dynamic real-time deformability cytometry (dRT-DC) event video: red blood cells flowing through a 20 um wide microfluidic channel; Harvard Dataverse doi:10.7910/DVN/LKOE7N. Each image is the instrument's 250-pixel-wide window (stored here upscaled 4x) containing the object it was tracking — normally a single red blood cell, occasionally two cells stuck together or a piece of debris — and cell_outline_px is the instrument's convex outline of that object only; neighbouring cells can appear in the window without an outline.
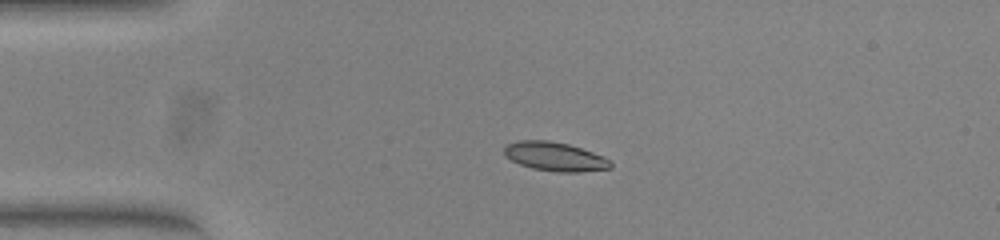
{"species": "common noctule bat (a hibernating species)", "species_latin": "Nyctalus noctula", "temperature_condition": "warm", "stored_images_in_passage": 9, "camera_frame_rate_fps": 3000, "um_per_image_px": 0.085, "animal": {"sex": "female", "body_mass_g": 23.0, "forearm_length_mm": 53.4}, "frame": {"image": 1, "passage_image": 1, "time_ms": 0.0, "image_size_px": [1000, 240], "cell_outline_px": [[612, 168], [580, 172], [556, 172], [532, 168], [520, 164], [504, 156], [504, 144], [520, 140], [548, 140], [568, 144], [604, 156], [612, 160]], "centroid_in_image_um": [47.17, 13.31], "position_along_channel_um": 37.8, "area_um2": 18.09}}
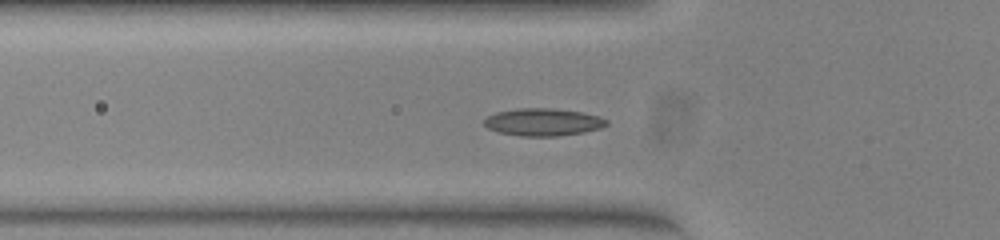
{"frame": {"image": 2, "passage_image": 7, "time_ms": 2.0, "image_size_px": [1000, 240], "cell_outline_px": [[608, 124], [600, 128], [584, 132], [556, 136], [520, 136], [500, 132], [488, 128], [484, 124], [484, 120], [488, 116], [496, 112], [520, 108], [552, 108], [580, 112], [600, 116], [608, 120]], "centroid_in_image_um": [46.18, 10.37], "position_along_channel_um": 79.6, "area_um2": 19.48}}